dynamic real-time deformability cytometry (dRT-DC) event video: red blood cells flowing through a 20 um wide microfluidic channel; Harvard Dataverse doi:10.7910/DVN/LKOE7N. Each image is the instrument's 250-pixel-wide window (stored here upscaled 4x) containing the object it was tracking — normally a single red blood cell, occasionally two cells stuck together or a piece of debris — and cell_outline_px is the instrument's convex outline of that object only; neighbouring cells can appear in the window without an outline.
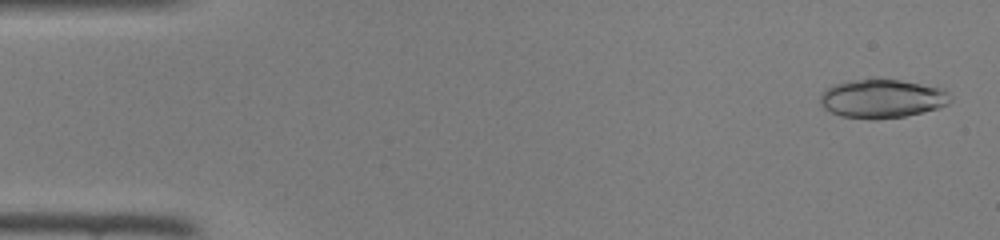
{"species": "common noctule bat (a hibernating species)", "species_latin": "Nyctalus noctula", "temperature_condition": "room temperature", "stored_images_in_passage": 20, "camera_frame_rate_fps": 3000, "um_per_image_px": 0.085, "animal": {"sex": "female", "body_mass_g": 22.0, "forearm_length_mm": 56.7}, "frame": {"image": 1, "passage_image": 2, "time_ms": 0.333, "image_size_px": [1000, 240], "cell_outline_px": [[952, 100], [948, 104], [936, 108], [904, 116], [876, 120], [872, 120], [840, 116], [824, 108], [820, 100], [820, 96], [828, 88], [836, 84], [872, 76], [900, 80], [944, 88], [952, 96]], "centroid_in_image_um": [75.0, 8.36], "position_along_channel_um": 10.0, "area_um2": 29.71}}
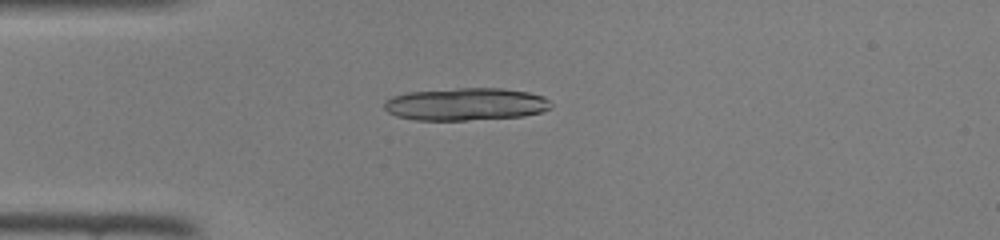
{"frame": {"image": 2, "passage_image": 12, "time_ms": 3.667, "image_size_px": [1000, 240], "cell_outline_px": [[552, 108], [540, 112], [524, 116], [464, 120], [416, 120], [396, 116], [388, 112], [384, 108], [384, 100], [392, 96], [408, 92], [456, 88], [504, 88], [528, 92], [544, 96], [552, 104]], "centroid_in_image_um": [39.59, 8.85], "position_along_channel_um": 45.4, "area_um2": 31.79}}